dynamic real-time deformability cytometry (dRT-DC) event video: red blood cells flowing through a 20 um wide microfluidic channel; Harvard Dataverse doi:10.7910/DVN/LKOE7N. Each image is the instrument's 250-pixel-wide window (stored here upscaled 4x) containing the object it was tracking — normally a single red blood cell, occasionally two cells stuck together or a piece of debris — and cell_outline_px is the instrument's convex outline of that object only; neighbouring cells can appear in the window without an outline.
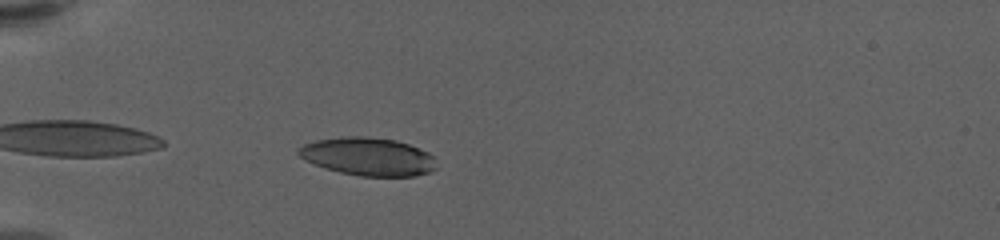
{"species": "human", "species_latin": "Homo sapiens", "temperature_condition": "warm", "stored_images_in_passage": 43, "camera_frame_rate_fps": 3000, "um_per_image_px": 0.085, "donor": {"sex": "female"}, "frame": {"image": 1, "passage_image": 3, "time_ms": 0.667, "image_size_px": [1000, 240], "cell_outline_px": [[436, 168], [428, 172], [416, 176], [360, 176], [340, 172], [304, 160], [296, 152], [304, 144], [316, 140], [348, 136], [364, 136], [396, 140], [408, 144], [428, 152], [432, 156]], "centroid_in_image_um": [31.28, 13.3], "position_along_channel_um": 53.7, "area_um2": 30.23}}
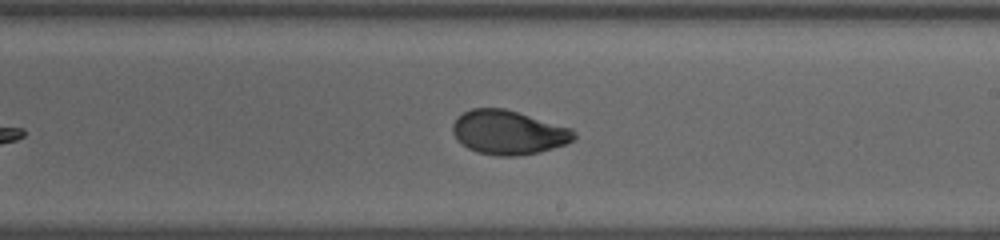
{"frame": {"image": 2, "passage_image": 21, "time_ms": 6.667, "image_size_px": [1000, 240], "cell_outline_px": [[576, 136], [572, 140], [564, 144], [540, 152], [520, 156], [496, 156], [476, 152], [468, 148], [452, 132], [452, 124], [456, 116], [472, 108], [504, 108], [572, 128], [576, 132]], "centroid_in_image_um": [43.21, 11.25], "position_along_channel_um": 245.8, "area_um2": 31.15}}
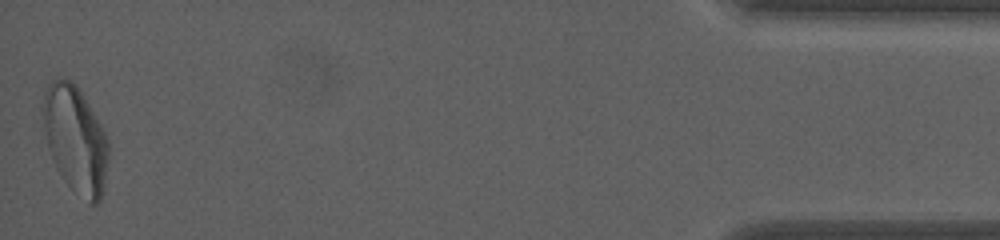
{"frame": {"image": 3, "passage_image": 43, "time_ms": 14.0, "image_size_px": [1000, 240], "cell_outline_px": [[108, 156], [104, 188], [100, 200], [96, 204], [88, 204], [64, 180], [56, 168], [48, 148], [40, 108], [44, 92], [48, 84], [52, 80], [72, 80], [80, 92], [104, 132], [108, 140]], "centroid_in_image_um": [6.38, 11.87], "position_along_channel_um": 428.8, "area_um2": 40.4}, "authors_computed_cell_mechanics": {"area_um2": 31.6166, "velocity_mm_per_s": 3.5728, "shape_relaxation_time_tau1_ms": 4.2932, "shape_relaxation_time_tau2_ms": 1.0801, "deformation_change_tau1": 0.1755, "deformation_change_tau2": 0.0493}}